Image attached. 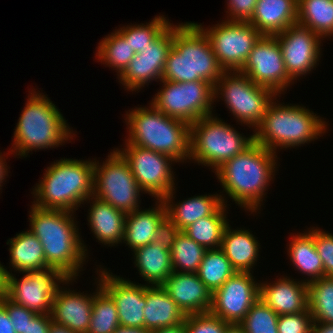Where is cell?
I'll return each instance as SVG.
<instances>
[{"label":"cell","instance_id":"obj_6","mask_svg":"<svg viewBox=\"0 0 333 333\" xmlns=\"http://www.w3.org/2000/svg\"><path fill=\"white\" fill-rule=\"evenodd\" d=\"M149 105L127 111L126 143L167 154L184 163L190 154V125L165 115L152 103Z\"/></svg>","mask_w":333,"mask_h":333},{"label":"cell","instance_id":"obj_5","mask_svg":"<svg viewBox=\"0 0 333 333\" xmlns=\"http://www.w3.org/2000/svg\"><path fill=\"white\" fill-rule=\"evenodd\" d=\"M29 93L9 152L15 156L27 157L32 150L56 148L74 137L63 114L46 95L36 90Z\"/></svg>","mask_w":333,"mask_h":333},{"label":"cell","instance_id":"obj_32","mask_svg":"<svg viewBox=\"0 0 333 333\" xmlns=\"http://www.w3.org/2000/svg\"><path fill=\"white\" fill-rule=\"evenodd\" d=\"M297 22L322 40L333 36V0H298Z\"/></svg>","mask_w":333,"mask_h":333},{"label":"cell","instance_id":"obj_10","mask_svg":"<svg viewBox=\"0 0 333 333\" xmlns=\"http://www.w3.org/2000/svg\"><path fill=\"white\" fill-rule=\"evenodd\" d=\"M94 159L93 196L125 214L140 208V193L129 163L115 149L100 165Z\"/></svg>","mask_w":333,"mask_h":333},{"label":"cell","instance_id":"obj_25","mask_svg":"<svg viewBox=\"0 0 333 333\" xmlns=\"http://www.w3.org/2000/svg\"><path fill=\"white\" fill-rule=\"evenodd\" d=\"M174 192L175 189L167 194L162 201L166 206L167 216L181 231L197 220L213 215L223 204L227 205L225 196L220 194L193 196L175 204L173 203Z\"/></svg>","mask_w":333,"mask_h":333},{"label":"cell","instance_id":"obj_42","mask_svg":"<svg viewBox=\"0 0 333 333\" xmlns=\"http://www.w3.org/2000/svg\"><path fill=\"white\" fill-rule=\"evenodd\" d=\"M324 267V277H333V234L312 227L308 230Z\"/></svg>","mask_w":333,"mask_h":333},{"label":"cell","instance_id":"obj_12","mask_svg":"<svg viewBox=\"0 0 333 333\" xmlns=\"http://www.w3.org/2000/svg\"><path fill=\"white\" fill-rule=\"evenodd\" d=\"M10 272L6 273L5 296L37 314H51L53 298L60 284H72L77 279L67 278L55 268L22 272L25 275L18 280Z\"/></svg>","mask_w":333,"mask_h":333},{"label":"cell","instance_id":"obj_39","mask_svg":"<svg viewBox=\"0 0 333 333\" xmlns=\"http://www.w3.org/2000/svg\"><path fill=\"white\" fill-rule=\"evenodd\" d=\"M165 16H155L145 24L122 26L117 31L129 42L135 53L144 51L171 24Z\"/></svg>","mask_w":333,"mask_h":333},{"label":"cell","instance_id":"obj_41","mask_svg":"<svg viewBox=\"0 0 333 333\" xmlns=\"http://www.w3.org/2000/svg\"><path fill=\"white\" fill-rule=\"evenodd\" d=\"M184 322L186 333H224L230 324L210 312L187 315Z\"/></svg>","mask_w":333,"mask_h":333},{"label":"cell","instance_id":"obj_34","mask_svg":"<svg viewBox=\"0 0 333 333\" xmlns=\"http://www.w3.org/2000/svg\"><path fill=\"white\" fill-rule=\"evenodd\" d=\"M237 271L221 248L207 249L197 272L201 281L213 293Z\"/></svg>","mask_w":333,"mask_h":333},{"label":"cell","instance_id":"obj_2","mask_svg":"<svg viewBox=\"0 0 333 333\" xmlns=\"http://www.w3.org/2000/svg\"><path fill=\"white\" fill-rule=\"evenodd\" d=\"M276 157L275 152L254 142L215 171L222 192L238 206L256 213L277 170Z\"/></svg>","mask_w":333,"mask_h":333},{"label":"cell","instance_id":"obj_52","mask_svg":"<svg viewBox=\"0 0 333 333\" xmlns=\"http://www.w3.org/2000/svg\"><path fill=\"white\" fill-rule=\"evenodd\" d=\"M113 333H150V332L145 328L118 326Z\"/></svg>","mask_w":333,"mask_h":333},{"label":"cell","instance_id":"obj_35","mask_svg":"<svg viewBox=\"0 0 333 333\" xmlns=\"http://www.w3.org/2000/svg\"><path fill=\"white\" fill-rule=\"evenodd\" d=\"M96 285V292L92 293V314L87 333H113L120 326L116 304L99 280Z\"/></svg>","mask_w":333,"mask_h":333},{"label":"cell","instance_id":"obj_49","mask_svg":"<svg viewBox=\"0 0 333 333\" xmlns=\"http://www.w3.org/2000/svg\"><path fill=\"white\" fill-rule=\"evenodd\" d=\"M311 333H333V324L313 322Z\"/></svg>","mask_w":333,"mask_h":333},{"label":"cell","instance_id":"obj_53","mask_svg":"<svg viewBox=\"0 0 333 333\" xmlns=\"http://www.w3.org/2000/svg\"><path fill=\"white\" fill-rule=\"evenodd\" d=\"M7 271H8L7 268L5 269L4 266L0 262V297L5 295Z\"/></svg>","mask_w":333,"mask_h":333},{"label":"cell","instance_id":"obj_55","mask_svg":"<svg viewBox=\"0 0 333 333\" xmlns=\"http://www.w3.org/2000/svg\"><path fill=\"white\" fill-rule=\"evenodd\" d=\"M224 333H245L243 327L240 324H229L226 327V330Z\"/></svg>","mask_w":333,"mask_h":333},{"label":"cell","instance_id":"obj_46","mask_svg":"<svg viewBox=\"0 0 333 333\" xmlns=\"http://www.w3.org/2000/svg\"><path fill=\"white\" fill-rule=\"evenodd\" d=\"M180 231L181 230L166 215L157 227L153 242L170 250Z\"/></svg>","mask_w":333,"mask_h":333},{"label":"cell","instance_id":"obj_20","mask_svg":"<svg viewBox=\"0 0 333 333\" xmlns=\"http://www.w3.org/2000/svg\"><path fill=\"white\" fill-rule=\"evenodd\" d=\"M186 315L209 312L212 293L197 273L174 272L161 285Z\"/></svg>","mask_w":333,"mask_h":333},{"label":"cell","instance_id":"obj_45","mask_svg":"<svg viewBox=\"0 0 333 333\" xmlns=\"http://www.w3.org/2000/svg\"><path fill=\"white\" fill-rule=\"evenodd\" d=\"M256 2L257 0H227L226 21L248 22L253 15Z\"/></svg>","mask_w":333,"mask_h":333},{"label":"cell","instance_id":"obj_48","mask_svg":"<svg viewBox=\"0 0 333 333\" xmlns=\"http://www.w3.org/2000/svg\"><path fill=\"white\" fill-rule=\"evenodd\" d=\"M0 333H16L6 308L0 303Z\"/></svg>","mask_w":333,"mask_h":333},{"label":"cell","instance_id":"obj_9","mask_svg":"<svg viewBox=\"0 0 333 333\" xmlns=\"http://www.w3.org/2000/svg\"><path fill=\"white\" fill-rule=\"evenodd\" d=\"M218 97L224 99L237 122L254 130L261 123L269 104L277 100L273 90L254 83L240 71L223 72L214 86V99Z\"/></svg>","mask_w":333,"mask_h":333},{"label":"cell","instance_id":"obj_18","mask_svg":"<svg viewBox=\"0 0 333 333\" xmlns=\"http://www.w3.org/2000/svg\"><path fill=\"white\" fill-rule=\"evenodd\" d=\"M282 50L285 69L294 81L310 73L321 57V37L298 22L275 35Z\"/></svg>","mask_w":333,"mask_h":333},{"label":"cell","instance_id":"obj_40","mask_svg":"<svg viewBox=\"0 0 333 333\" xmlns=\"http://www.w3.org/2000/svg\"><path fill=\"white\" fill-rule=\"evenodd\" d=\"M278 317L279 315L259 298L239 324L245 333H278Z\"/></svg>","mask_w":333,"mask_h":333},{"label":"cell","instance_id":"obj_26","mask_svg":"<svg viewBox=\"0 0 333 333\" xmlns=\"http://www.w3.org/2000/svg\"><path fill=\"white\" fill-rule=\"evenodd\" d=\"M143 312L144 328L150 333L183 323L187 316L161 285L146 284V306Z\"/></svg>","mask_w":333,"mask_h":333},{"label":"cell","instance_id":"obj_7","mask_svg":"<svg viewBox=\"0 0 333 333\" xmlns=\"http://www.w3.org/2000/svg\"><path fill=\"white\" fill-rule=\"evenodd\" d=\"M290 105L274 100L269 104L261 123L253 130L254 142L276 153L279 147H299L326 132L324 118L303 105Z\"/></svg>","mask_w":333,"mask_h":333},{"label":"cell","instance_id":"obj_19","mask_svg":"<svg viewBox=\"0 0 333 333\" xmlns=\"http://www.w3.org/2000/svg\"><path fill=\"white\" fill-rule=\"evenodd\" d=\"M98 270L96 272H99V276L96 280L99 279L101 287L114 300L120 326L144 328L143 310L146 306V285L133 283L120 276H113L112 272L109 273L104 268Z\"/></svg>","mask_w":333,"mask_h":333},{"label":"cell","instance_id":"obj_30","mask_svg":"<svg viewBox=\"0 0 333 333\" xmlns=\"http://www.w3.org/2000/svg\"><path fill=\"white\" fill-rule=\"evenodd\" d=\"M10 252V266L16 272H35L51 268L46 263L43 246L39 239L30 231H22L7 241Z\"/></svg>","mask_w":333,"mask_h":333},{"label":"cell","instance_id":"obj_37","mask_svg":"<svg viewBox=\"0 0 333 333\" xmlns=\"http://www.w3.org/2000/svg\"><path fill=\"white\" fill-rule=\"evenodd\" d=\"M206 250L180 231L170 249L173 271L197 273Z\"/></svg>","mask_w":333,"mask_h":333},{"label":"cell","instance_id":"obj_28","mask_svg":"<svg viewBox=\"0 0 333 333\" xmlns=\"http://www.w3.org/2000/svg\"><path fill=\"white\" fill-rule=\"evenodd\" d=\"M259 245V241L249 229L234 230L230 224L224 229L221 249L237 272L251 271L253 274L251 269L258 260Z\"/></svg>","mask_w":333,"mask_h":333},{"label":"cell","instance_id":"obj_13","mask_svg":"<svg viewBox=\"0 0 333 333\" xmlns=\"http://www.w3.org/2000/svg\"><path fill=\"white\" fill-rule=\"evenodd\" d=\"M220 67L240 71L262 34L249 22L226 21L204 28Z\"/></svg>","mask_w":333,"mask_h":333},{"label":"cell","instance_id":"obj_51","mask_svg":"<svg viewBox=\"0 0 333 333\" xmlns=\"http://www.w3.org/2000/svg\"><path fill=\"white\" fill-rule=\"evenodd\" d=\"M5 157H7V155L5 156L4 154L2 155V153L0 152V190L2 189V183L4 182L6 175L8 176V168L7 166V162Z\"/></svg>","mask_w":333,"mask_h":333},{"label":"cell","instance_id":"obj_15","mask_svg":"<svg viewBox=\"0 0 333 333\" xmlns=\"http://www.w3.org/2000/svg\"><path fill=\"white\" fill-rule=\"evenodd\" d=\"M240 72L254 83L273 90L278 96L294 83L289 77L276 36L262 35Z\"/></svg>","mask_w":333,"mask_h":333},{"label":"cell","instance_id":"obj_27","mask_svg":"<svg viewBox=\"0 0 333 333\" xmlns=\"http://www.w3.org/2000/svg\"><path fill=\"white\" fill-rule=\"evenodd\" d=\"M155 206L143 210L136 209L126 215L122 241L132 251L154 241L157 227L167 215L162 199H157Z\"/></svg>","mask_w":333,"mask_h":333},{"label":"cell","instance_id":"obj_36","mask_svg":"<svg viewBox=\"0 0 333 333\" xmlns=\"http://www.w3.org/2000/svg\"><path fill=\"white\" fill-rule=\"evenodd\" d=\"M96 56L101 63L115 69L118 76L136 55L129 42L117 31H113L98 43Z\"/></svg>","mask_w":333,"mask_h":333},{"label":"cell","instance_id":"obj_1","mask_svg":"<svg viewBox=\"0 0 333 333\" xmlns=\"http://www.w3.org/2000/svg\"><path fill=\"white\" fill-rule=\"evenodd\" d=\"M30 209L29 230L41 242L46 263L67 278L79 276L88 250L80 237L74 212L41 209L33 204Z\"/></svg>","mask_w":333,"mask_h":333},{"label":"cell","instance_id":"obj_38","mask_svg":"<svg viewBox=\"0 0 333 333\" xmlns=\"http://www.w3.org/2000/svg\"><path fill=\"white\" fill-rule=\"evenodd\" d=\"M308 309L314 322L333 324V277L308 283Z\"/></svg>","mask_w":333,"mask_h":333},{"label":"cell","instance_id":"obj_31","mask_svg":"<svg viewBox=\"0 0 333 333\" xmlns=\"http://www.w3.org/2000/svg\"><path fill=\"white\" fill-rule=\"evenodd\" d=\"M288 248V256L302 274L307 275V279L303 280L306 284L324 277V267L319 254L314 245L313 235L307 231L306 233L291 236ZM310 276V278H309ZM309 279V280H308Z\"/></svg>","mask_w":333,"mask_h":333},{"label":"cell","instance_id":"obj_17","mask_svg":"<svg viewBox=\"0 0 333 333\" xmlns=\"http://www.w3.org/2000/svg\"><path fill=\"white\" fill-rule=\"evenodd\" d=\"M251 272H236L212 293L209 312L230 324H239L259 299V283Z\"/></svg>","mask_w":333,"mask_h":333},{"label":"cell","instance_id":"obj_24","mask_svg":"<svg viewBox=\"0 0 333 333\" xmlns=\"http://www.w3.org/2000/svg\"><path fill=\"white\" fill-rule=\"evenodd\" d=\"M298 0H257L248 21L262 35L275 36L297 22Z\"/></svg>","mask_w":333,"mask_h":333},{"label":"cell","instance_id":"obj_33","mask_svg":"<svg viewBox=\"0 0 333 333\" xmlns=\"http://www.w3.org/2000/svg\"><path fill=\"white\" fill-rule=\"evenodd\" d=\"M226 208L227 205L223 204L213 215L197 220L183 232L206 249L221 248L223 232L229 224Z\"/></svg>","mask_w":333,"mask_h":333},{"label":"cell","instance_id":"obj_3","mask_svg":"<svg viewBox=\"0 0 333 333\" xmlns=\"http://www.w3.org/2000/svg\"><path fill=\"white\" fill-rule=\"evenodd\" d=\"M223 72L207 35L197 23L174 25L173 46L168 53L161 80L207 81L215 86Z\"/></svg>","mask_w":333,"mask_h":333},{"label":"cell","instance_id":"obj_43","mask_svg":"<svg viewBox=\"0 0 333 333\" xmlns=\"http://www.w3.org/2000/svg\"><path fill=\"white\" fill-rule=\"evenodd\" d=\"M313 317L310 310L296 314L279 315L277 321L278 333H311Z\"/></svg>","mask_w":333,"mask_h":333},{"label":"cell","instance_id":"obj_14","mask_svg":"<svg viewBox=\"0 0 333 333\" xmlns=\"http://www.w3.org/2000/svg\"><path fill=\"white\" fill-rule=\"evenodd\" d=\"M126 148H115L129 163L138 186L157 199H163L175 188V178L171 167L177 163L171 156L150 149L125 143ZM172 170V171H171Z\"/></svg>","mask_w":333,"mask_h":333},{"label":"cell","instance_id":"obj_23","mask_svg":"<svg viewBox=\"0 0 333 333\" xmlns=\"http://www.w3.org/2000/svg\"><path fill=\"white\" fill-rule=\"evenodd\" d=\"M88 200L92 203L88 210V224L99 243L108 247L123 243L127 214L93 195L85 203Z\"/></svg>","mask_w":333,"mask_h":333},{"label":"cell","instance_id":"obj_29","mask_svg":"<svg viewBox=\"0 0 333 333\" xmlns=\"http://www.w3.org/2000/svg\"><path fill=\"white\" fill-rule=\"evenodd\" d=\"M134 264L148 286L162 285L173 273L170 250L152 242L134 251Z\"/></svg>","mask_w":333,"mask_h":333},{"label":"cell","instance_id":"obj_50","mask_svg":"<svg viewBox=\"0 0 333 333\" xmlns=\"http://www.w3.org/2000/svg\"><path fill=\"white\" fill-rule=\"evenodd\" d=\"M151 333H186L185 322L172 327L160 328Z\"/></svg>","mask_w":333,"mask_h":333},{"label":"cell","instance_id":"obj_54","mask_svg":"<svg viewBox=\"0 0 333 333\" xmlns=\"http://www.w3.org/2000/svg\"><path fill=\"white\" fill-rule=\"evenodd\" d=\"M48 333H77V332L72 331L66 326L52 322Z\"/></svg>","mask_w":333,"mask_h":333},{"label":"cell","instance_id":"obj_8","mask_svg":"<svg viewBox=\"0 0 333 333\" xmlns=\"http://www.w3.org/2000/svg\"><path fill=\"white\" fill-rule=\"evenodd\" d=\"M253 143L254 134L246 137L212 114L190 125L189 160L212 167L214 172Z\"/></svg>","mask_w":333,"mask_h":333},{"label":"cell","instance_id":"obj_44","mask_svg":"<svg viewBox=\"0 0 333 333\" xmlns=\"http://www.w3.org/2000/svg\"><path fill=\"white\" fill-rule=\"evenodd\" d=\"M0 303L6 308L16 333L24 332L28 321H30L37 314L22 305L14 303L5 295L0 297Z\"/></svg>","mask_w":333,"mask_h":333},{"label":"cell","instance_id":"obj_11","mask_svg":"<svg viewBox=\"0 0 333 333\" xmlns=\"http://www.w3.org/2000/svg\"><path fill=\"white\" fill-rule=\"evenodd\" d=\"M163 87L152 98V103L165 115L189 125L212 115L214 86L207 81L170 82L161 80Z\"/></svg>","mask_w":333,"mask_h":333},{"label":"cell","instance_id":"obj_16","mask_svg":"<svg viewBox=\"0 0 333 333\" xmlns=\"http://www.w3.org/2000/svg\"><path fill=\"white\" fill-rule=\"evenodd\" d=\"M174 25L170 24L144 51L136 53L118 76L128 91H138L153 80L161 81L168 53L173 46Z\"/></svg>","mask_w":333,"mask_h":333},{"label":"cell","instance_id":"obj_47","mask_svg":"<svg viewBox=\"0 0 333 333\" xmlns=\"http://www.w3.org/2000/svg\"><path fill=\"white\" fill-rule=\"evenodd\" d=\"M52 322L51 314H36L22 333H48Z\"/></svg>","mask_w":333,"mask_h":333},{"label":"cell","instance_id":"obj_4","mask_svg":"<svg viewBox=\"0 0 333 333\" xmlns=\"http://www.w3.org/2000/svg\"><path fill=\"white\" fill-rule=\"evenodd\" d=\"M93 172V160L54 161L33 189V205L41 209L78 210L93 195Z\"/></svg>","mask_w":333,"mask_h":333},{"label":"cell","instance_id":"obj_22","mask_svg":"<svg viewBox=\"0 0 333 333\" xmlns=\"http://www.w3.org/2000/svg\"><path fill=\"white\" fill-rule=\"evenodd\" d=\"M62 288L58 287L53 298L52 321L74 332L87 333L92 314L93 295L86 293L84 295L69 288L68 290Z\"/></svg>","mask_w":333,"mask_h":333},{"label":"cell","instance_id":"obj_21","mask_svg":"<svg viewBox=\"0 0 333 333\" xmlns=\"http://www.w3.org/2000/svg\"><path fill=\"white\" fill-rule=\"evenodd\" d=\"M259 298L278 315L304 312L308 309V284L287 276L272 283L260 282Z\"/></svg>","mask_w":333,"mask_h":333}]
</instances>
